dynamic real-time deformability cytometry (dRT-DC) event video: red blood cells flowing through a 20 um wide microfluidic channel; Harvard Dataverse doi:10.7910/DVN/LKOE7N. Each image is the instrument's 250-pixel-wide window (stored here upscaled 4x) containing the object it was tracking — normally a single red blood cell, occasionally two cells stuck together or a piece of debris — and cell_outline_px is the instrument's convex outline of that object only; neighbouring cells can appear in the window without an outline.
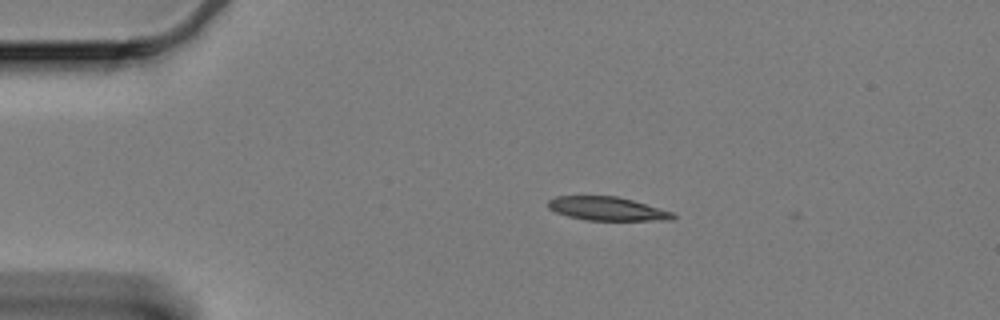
{"species": "Egyptian fruit bat (a non-hibernating species)", "species_latin": "Rousettus aegyptiacus", "temperature_condition": "cold", "stored_images_in_passage": 26, "camera_frame_rate_fps": 3000, "um_per_image_px": 0.085, "animal": {"sex": "female"}, "frame": {"image": 1, "passage_image": 1, "time_ms": 0.0, "image_size_px": [1000, 320], "cell_outline_px": [[676, 216], [672, 220], [584, 220], [568, 216], [556, 212], [548, 208], [548, 200], [556, 196], [616, 196], [632, 200], [672, 212]], "centroid_in_image_um": [51.58, 17.74], "position_along_channel_um": 33.4, "area_um2": 17.05}}
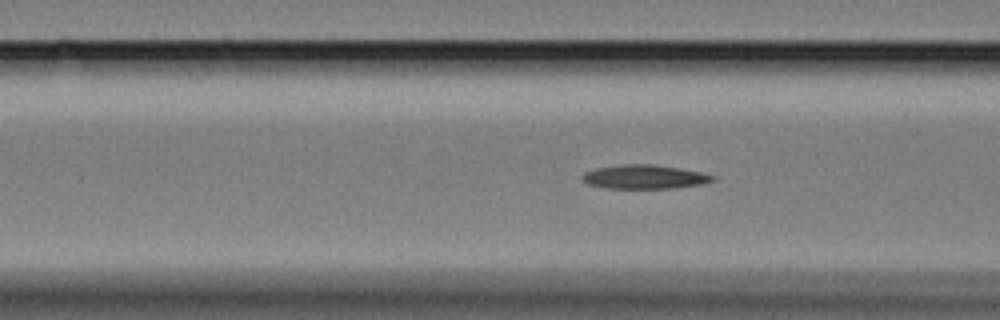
{"frame": {"image": 2, "passage_image": 12, "time_ms": 3.667, "image_size_px": [1000, 320], "cell_outline_px": [[716, 180], [700, 184], [676, 188], [604, 188], [588, 184], [580, 176], [584, 172], [596, 168], [624, 164], [652, 164], [680, 168], [700, 172], [716, 176]], "centroid_in_image_um": [54.78, 15.03], "position_along_channel_um": 111.8, "area_um2": 18.21}}
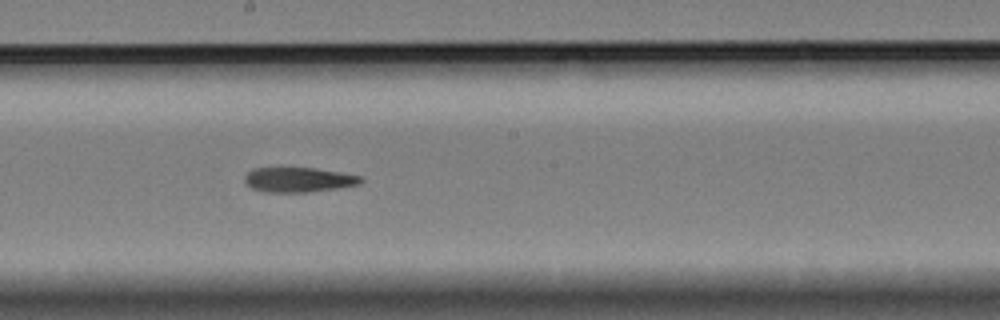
{"frame": {"image": 3, "passage_image": 22, "time_ms": 7.0, "image_size_px": [1000, 320], "cell_outline_px": [[364, 180], [360, 184], [336, 188], [308, 192], [264, 192], [252, 188], [244, 180], [244, 176], [252, 168], [316, 168], [340, 172], [360, 176]], "centroid_in_image_um": [25.37, 15.27], "position_along_channel_um": 222.8, "area_um2": 16.7}}